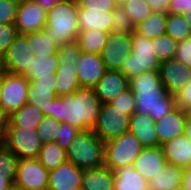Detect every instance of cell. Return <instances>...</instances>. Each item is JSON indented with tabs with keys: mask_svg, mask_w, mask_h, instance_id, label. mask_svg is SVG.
I'll list each match as a JSON object with an SVG mask.
<instances>
[{
	"mask_svg": "<svg viewBox=\"0 0 191 190\" xmlns=\"http://www.w3.org/2000/svg\"><path fill=\"white\" fill-rule=\"evenodd\" d=\"M13 185V183L6 179L4 176L1 175L0 173V190H7Z\"/></svg>",
	"mask_w": 191,
	"mask_h": 190,
	"instance_id": "cell-50",
	"label": "cell"
},
{
	"mask_svg": "<svg viewBox=\"0 0 191 190\" xmlns=\"http://www.w3.org/2000/svg\"><path fill=\"white\" fill-rule=\"evenodd\" d=\"M123 8L135 26L147 19L153 12L145 0H128Z\"/></svg>",
	"mask_w": 191,
	"mask_h": 190,
	"instance_id": "cell-35",
	"label": "cell"
},
{
	"mask_svg": "<svg viewBox=\"0 0 191 190\" xmlns=\"http://www.w3.org/2000/svg\"><path fill=\"white\" fill-rule=\"evenodd\" d=\"M178 42L170 35L164 34L154 38V54H156L160 63L175 58Z\"/></svg>",
	"mask_w": 191,
	"mask_h": 190,
	"instance_id": "cell-33",
	"label": "cell"
},
{
	"mask_svg": "<svg viewBox=\"0 0 191 190\" xmlns=\"http://www.w3.org/2000/svg\"><path fill=\"white\" fill-rule=\"evenodd\" d=\"M5 72H6V70H5V66H4V59H3V56L0 55V75Z\"/></svg>",
	"mask_w": 191,
	"mask_h": 190,
	"instance_id": "cell-54",
	"label": "cell"
},
{
	"mask_svg": "<svg viewBox=\"0 0 191 190\" xmlns=\"http://www.w3.org/2000/svg\"><path fill=\"white\" fill-rule=\"evenodd\" d=\"M80 131V129L73 125L60 122L58 125V135L56 142L66 151Z\"/></svg>",
	"mask_w": 191,
	"mask_h": 190,
	"instance_id": "cell-40",
	"label": "cell"
},
{
	"mask_svg": "<svg viewBox=\"0 0 191 190\" xmlns=\"http://www.w3.org/2000/svg\"><path fill=\"white\" fill-rule=\"evenodd\" d=\"M7 190H23L22 188L17 187L16 185H12L10 188H8Z\"/></svg>",
	"mask_w": 191,
	"mask_h": 190,
	"instance_id": "cell-56",
	"label": "cell"
},
{
	"mask_svg": "<svg viewBox=\"0 0 191 190\" xmlns=\"http://www.w3.org/2000/svg\"><path fill=\"white\" fill-rule=\"evenodd\" d=\"M83 169L66 161L49 173L48 190H74L81 187Z\"/></svg>",
	"mask_w": 191,
	"mask_h": 190,
	"instance_id": "cell-18",
	"label": "cell"
},
{
	"mask_svg": "<svg viewBox=\"0 0 191 190\" xmlns=\"http://www.w3.org/2000/svg\"><path fill=\"white\" fill-rule=\"evenodd\" d=\"M186 120L187 112L177 106L172 112L155 121L160 146L177 136L183 135Z\"/></svg>",
	"mask_w": 191,
	"mask_h": 190,
	"instance_id": "cell-19",
	"label": "cell"
},
{
	"mask_svg": "<svg viewBox=\"0 0 191 190\" xmlns=\"http://www.w3.org/2000/svg\"><path fill=\"white\" fill-rule=\"evenodd\" d=\"M144 147L130 132L105 143L104 165L114 171L117 168L133 165Z\"/></svg>",
	"mask_w": 191,
	"mask_h": 190,
	"instance_id": "cell-7",
	"label": "cell"
},
{
	"mask_svg": "<svg viewBox=\"0 0 191 190\" xmlns=\"http://www.w3.org/2000/svg\"><path fill=\"white\" fill-rule=\"evenodd\" d=\"M5 121H6V118L0 113V144L4 134Z\"/></svg>",
	"mask_w": 191,
	"mask_h": 190,
	"instance_id": "cell-52",
	"label": "cell"
},
{
	"mask_svg": "<svg viewBox=\"0 0 191 190\" xmlns=\"http://www.w3.org/2000/svg\"><path fill=\"white\" fill-rule=\"evenodd\" d=\"M18 35L14 24H0V55L4 56Z\"/></svg>",
	"mask_w": 191,
	"mask_h": 190,
	"instance_id": "cell-41",
	"label": "cell"
},
{
	"mask_svg": "<svg viewBox=\"0 0 191 190\" xmlns=\"http://www.w3.org/2000/svg\"><path fill=\"white\" fill-rule=\"evenodd\" d=\"M166 162L177 167L191 166V141L183 134L161 145Z\"/></svg>",
	"mask_w": 191,
	"mask_h": 190,
	"instance_id": "cell-22",
	"label": "cell"
},
{
	"mask_svg": "<svg viewBox=\"0 0 191 190\" xmlns=\"http://www.w3.org/2000/svg\"><path fill=\"white\" fill-rule=\"evenodd\" d=\"M93 89L102 104H109L115 97L129 89V79L120 71L107 70Z\"/></svg>",
	"mask_w": 191,
	"mask_h": 190,
	"instance_id": "cell-17",
	"label": "cell"
},
{
	"mask_svg": "<svg viewBox=\"0 0 191 190\" xmlns=\"http://www.w3.org/2000/svg\"><path fill=\"white\" fill-rule=\"evenodd\" d=\"M167 13L152 12V14L136 25V32L148 39H154L166 34Z\"/></svg>",
	"mask_w": 191,
	"mask_h": 190,
	"instance_id": "cell-30",
	"label": "cell"
},
{
	"mask_svg": "<svg viewBox=\"0 0 191 190\" xmlns=\"http://www.w3.org/2000/svg\"><path fill=\"white\" fill-rule=\"evenodd\" d=\"M59 124L60 122L56 121L53 117L44 115L41 123L37 127V134L43 144L57 140Z\"/></svg>",
	"mask_w": 191,
	"mask_h": 190,
	"instance_id": "cell-38",
	"label": "cell"
},
{
	"mask_svg": "<svg viewBox=\"0 0 191 190\" xmlns=\"http://www.w3.org/2000/svg\"><path fill=\"white\" fill-rule=\"evenodd\" d=\"M79 8H87L89 11L110 12L116 7L115 0H77Z\"/></svg>",
	"mask_w": 191,
	"mask_h": 190,
	"instance_id": "cell-43",
	"label": "cell"
},
{
	"mask_svg": "<svg viewBox=\"0 0 191 190\" xmlns=\"http://www.w3.org/2000/svg\"><path fill=\"white\" fill-rule=\"evenodd\" d=\"M186 112H187V115H188L189 117H191V107H190Z\"/></svg>",
	"mask_w": 191,
	"mask_h": 190,
	"instance_id": "cell-58",
	"label": "cell"
},
{
	"mask_svg": "<svg viewBox=\"0 0 191 190\" xmlns=\"http://www.w3.org/2000/svg\"><path fill=\"white\" fill-rule=\"evenodd\" d=\"M1 98H2V96H1V91H0V113H1Z\"/></svg>",
	"mask_w": 191,
	"mask_h": 190,
	"instance_id": "cell-59",
	"label": "cell"
},
{
	"mask_svg": "<svg viewBox=\"0 0 191 190\" xmlns=\"http://www.w3.org/2000/svg\"><path fill=\"white\" fill-rule=\"evenodd\" d=\"M108 32H102L97 29L79 31L77 43L84 53L101 54L107 42Z\"/></svg>",
	"mask_w": 191,
	"mask_h": 190,
	"instance_id": "cell-29",
	"label": "cell"
},
{
	"mask_svg": "<svg viewBox=\"0 0 191 190\" xmlns=\"http://www.w3.org/2000/svg\"><path fill=\"white\" fill-rule=\"evenodd\" d=\"M176 104L187 111L191 107V81L175 95Z\"/></svg>",
	"mask_w": 191,
	"mask_h": 190,
	"instance_id": "cell-45",
	"label": "cell"
},
{
	"mask_svg": "<svg viewBox=\"0 0 191 190\" xmlns=\"http://www.w3.org/2000/svg\"><path fill=\"white\" fill-rule=\"evenodd\" d=\"M78 9L77 0H61L47 11L44 30L58 47L77 40L79 33Z\"/></svg>",
	"mask_w": 191,
	"mask_h": 190,
	"instance_id": "cell-4",
	"label": "cell"
},
{
	"mask_svg": "<svg viewBox=\"0 0 191 190\" xmlns=\"http://www.w3.org/2000/svg\"><path fill=\"white\" fill-rule=\"evenodd\" d=\"M191 9V0H170L167 13L184 15Z\"/></svg>",
	"mask_w": 191,
	"mask_h": 190,
	"instance_id": "cell-46",
	"label": "cell"
},
{
	"mask_svg": "<svg viewBox=\"0 0 191 190\" xmlns=\"http://www.w3.org/2000/svg\"><path fill=\"white\" fill-rule=\"evenodd\" d=\"M181 184L187 190H191V166L183 169V178Z\"/></svg>",
	"mask_w": 191,
	"mask_h": 190,
	"instance_id": "cell-48",
	"label": "cell"
},
{
	"mask_svg": "<svg viewBox=\"0 0 191 190\" xmlns=\"http://www.w3.org/2000/svg\"><path fill=\"white\" fill-rule=\"evenodd\" d=\"M102 103L93 88H79L73 94L56 97L50 106V116L58 122L73 125L81 131L94 129Z\"/></svg>",
	"mask_w": 191,
	"mask_h": 190,
	"instance_id": "cell-2",
	"label": "cell"
},
{
	"mask_svg": "<svg viewBox=\"0 0 191 190\" xmlns=\"http://www.w3.org/2000/svg\"><path fill=\"white\" fill-rule=\"evenodd\" d=\"M130 116L125 111L102 104L99 118L93 132L104 142L111 141L128 132Z\"/></svg>",
	"mask_w": 191,
	"mask_h": 190,
	"instance_id": "cell-10",
	"label": "cell"
},
{
	"mask_svg": "<svg viewBox=\"0 0 191 190\" xmlns=\"http://www.w3.org/2000/svg\"><path fill=\"white\" fill-rule=\"evenodd\" d=\"M128 132L134 134L144 148L160 146L155 121L146 114L134 113L130 117Z\"/></svg>",
	"mask_w": 191,
	"mask_h": 190,
	"instance_id": "cell-21",
	"label": "cell"
},
{
	"mask_svg": "<svg viewBox=\"0 0 191 190\" xmlns=\"http://www.w3.org/2000/svg\"><path fill=\"white\" fill-rule=\"evenodd\" d=\"M153 12L167 13L170 0H145Z\"/></svg>",
	"mask_w": 191,
	"mask_h": 190,
	"instance_id": "cell-47",
	"label": "cell"
},
{
	"mask_svg": "<svg viewBox=\"0 0 191 190\" xmlns=\"http://www.w3.org/2000/svg\"><path fill=\"white\" fill-rule=\"evenodd\" d=\"M131 34L109 33L101 58L107 70L120 71L125 60L131 55Z\"/></svg>",
	"mask_w": 191,
	"mask_h": 190,
	"instance_id": "cell-12",
	"label": "cell"
},
{
	"mask_svg": "<svg viewBox=\"0 0 191 190\" xmlns=\"http://www.w3.org/2000/svg\"><path fill=\"white\" fill-rule=\"evenodd\" d=\"M109 105L120 111H125V115H129L131 117L135 113L136 106L133 92L130 89L122 92L115 97L114 100L109 103Z\"/></svg>",
	"mask_w": 191,
	"mask_h": 190,
	"instance_id": "cell-39",
	"label": "cell"
},
{
	"mask_svg": "<svg viewBox=\"0 0 191 190\" xmlns=\"http://www.w3.org/2000/svg\"><path fill=\"white\" fill-rule=\"evenodd\" d=\"M186 22H187V25L190 27L191 29V9L187 10V13L183 15Z\"/></svg>",
	"mask_w": 191,
	"mask_h": 190,
	"instance_id": "cell-53",
	"label": "cell"
},
{
	"mask_svg": "<svg viewBox=\"0 0 191 190\" xmlns=\"http://www.w3.org/2000/svg\"><path fill=\"white\" fill-rule=\"evenodd\" d=\"M55 75L57 96L73 94L81 88L77 79L76 66L59 65Z\"/></svg>",
	"mask_w": 191,
	"mask_h": 190,
	"instance_id": "cell-28",
	"label": "cell"
},
{
	"mask_svg": "<svg viewBox=\"0 0 191 190\" xmlns=\"http://www.w3.org/2000/svg\"><path fill=\"white\" fill-rule=\"evenodd\" d=\"M171 190H187L182 184Z\"/></svg>",
	"mask_w": 191,
	"mask_h": 190,
	"instance_id": "cell-57",
	"label": "cell"
},
{
	"mask_svg": "<svg viewBox=\"0 0 191 190\" xmlns=\"http://www.w3.org/2000/svg\"><path fill=\"white\" fill-rule=\"evenodd\" d=\"M74 190H84V189L82 187H80V188H76Z\"/></svg>",
	"mask_w": 191,
	"mask_h": 190,
	"instance_id": "cell-60",
	"label": "cell"
},
{
	"mask_svg": "<svg viewBox=\"0 0 191 190\" xmlns=\"http://www.w3.org/2000/svg\"><path fill=\"white\" fill-rule=\"evenodd\" d=\"M166 158L161 146L143 148L134 160V169L147 181H150L166 164Z\"/></svg>",
	"mask_w": 191,
	"mask_h": 190,
	"instance_id": "cell-20",
	"label": "cell"
},
{
	"mask_svg": "<svg viewBox=\"0 0 191 190\" xmlns=\"http://www.w3.org/2000/svg\"><path fill=\"white\" fill-rule=\"evenodd\" d=\"M83 51L79 47L77 41L69 42L58 47L57 57L59 65L76 66Z\"/></svg>",
	"mask_w": 191,
	"mask_h": 190,
	"instance_id": "cell-37",
	"label": "cell"
},
{
	"mask_svg": "<svg viewBox=\"0 0 191 190\" xmlns=\"http://www.w3.org/2000/svg\"><path fill=\"white\" fill-rule=\"evenodd\" d=\"M18 160L9 149L0 144V173L13 184L16 180Z\"/></svg>",
	"mask_w": 191,
	"mask_h": 190,
	"instance_id": "cell-34",
	"label": "cell"
},
{
	"mask_svg": "<svg viewBox=\"0 0 191 190\" xmlns=\"http://www.w3.org/2000/svg\"><path fill=\"white\" fill-rule=\"evenodd\" d=\"M37 159L51 172L67 161L66 151L56 141L49 142L43 144Z\"/></svg>",
	"mask_w": 191,
	"mask_h": 190,
	"instance_id": "cell-31",
	"label": "cell"
},
{
	"mask_svg": "<svg viewBox=\"0 0 191 190\" xmlns=\"http://www.w3.org/2000/svg\"><path fill=\"white\" fill-rule=\"evenodd\" d=\"M114 190H148V181L133 167L127 165L115 169Z\"/></svg>",
	"mask_w": 191,
	"mask_h": 190,
	"instance_id": "cell-27",
	"label": "cell"
},
{
	"mask_svg": "<svg viewBox=\"0 0 191 190\" xmlns=\"http://www.w3.org/2000/svg\"><path fill=\"white\" fill-rule=\"evenodd\" d=\"M175 58L191 68V38L178 42Z\"/></svg>",
	"mask_w": 191,
	"mask_h": 190,
	"instance_id": "cell-44",
	"label": "cell"
},
{
	"mask_svg": "<svg viewBox=\"0 0 191 190\" xmlns=\"http://www.w3.org/2000/svg\"><path fill=\"white\" fill-rule=\"evenodd\" d=\"M77 79L82 88H94L107 68L100 54L82 53L76 64Z\"/></svg>",
	"mask_w": 191,
	"mask_h": 190,
	"instance_id": "cell-16",
	"label": "cell"
},
{
	"mask_svg": "<svg viewBox=\"0 0 191 190\" xmlns=\"http://www.w3.org/2000/svg\"><path fill=\"white\" fill-rule=\"evenodd\" d=\"M117 6H123L128 0H115Z\"/></svg>",
	"mask_w": 191,
	"mask_h": 190,
	"instance_id": "cell-55",
	"label": "cell"
},
{
	"mask_svg": "<svg viewBox=\"0 0 191 190\" xmlns=\"http://www.w3.org/2000/svg\"><path fill=\"white\" fill-rule=\"evenodd\" d=\"M112 33L132 34L136 26L128 16L123 6H117L113 11Z\"/></svg>",
	"mask_w": 191,
	"mask_h": 190,
	"instance_id": "cell-36",
	"label": "cell"
},
{
	"mask_svg": "<svg viewBox=\"0 0 191 190\" xmlns=\"http://www.w3.org/2000/svg\"><path fill=\"white\" fill-rule=\"evenodd\" d=\"M43 112L35 105L26 103L6 118L4 128H35L41 123Z\"/></svg>",
	"mask_w": 191,
	"mask_h": 190,
	"instance_id": "cell-24",
	"label": "cell"
},
{
	"mask_svg": "<svg viewBox=\"0 0 191 190\" xmlns=\"http://www.w3.org/2000/svg\"><path fill=\"white\" fill-rule=\"evenodd\" d=\"M30 81L25 75H0L1 114L7 118L27 103Z\"/></svg>",
	"mask_w": 191,
	"mask_h": 190,
	"instance_id": "cell-8",
	"label": "cell"
},
{
	"mask_svg": "<svg viewBox=\"0 0 191 190\" xmlns=\"http://www.w3.org/2000/svg\"><path fill=\"white\" fill-rule=\"evenodd\" d=\"M60 1L61 0H34V2H36L40 7H42L46 11H49Z\"/></svg>",
	"mask_w": 191,
	"mask_h": 190,
	"instance_id": "cell-49",
	"label": "cell"
},
{
	"mask_svg": "<svg viewBox=\"0 0 191 190\" xmlns=\"http://www.w3.org/2000/svg\"><path fill=\"white\" fill-rule=\"evenodd\" d=\"M58 46L45 30L18 34L3 56L7 73L25 75L29 81L55 74Z\"/></svg>",
	"mask_w": 191,
	"mask_h": 190,
	"instance_id": "cell-1",
	"label": "cell"
},
{
	"mask_svg": "<svg viewBox=\"0 0 191 190\" xmlns=\"http://www.w3.org/2000/svg\"><path fill=\"white\" fill-rule=\"evenodd\" d=\"M166 34L180 42L191 38V29L183 15L167 13Z\"/></svg>",
	"mask_w": 191,
	"mask_h": 190,
	"instance_id": "cell-32",
	"label": "cell"
},
{
	"mask_svg": "<svg viewBox=\"0 0 191 190\" xmlns=\"http://www.w3.org/2000/svg\"><path fill=\"white\" fill-rule=\"evenodd\" d=\"M132 52L125 60L120 70L122 74L130 79L143 72H159L161 66L156 54H154V39H148L136 31L131 34Z\"/></svg>",
	"mask_w": 191,
	"mask_h": 190,
	"instance_id": "cell-6",
	"label": "cell"
},
{
	"mask_svg": "<svg viewBox=\"0 0 191 190\" xmlns=\"http://www.w3.org/2000/svg\"><path fill=\"white\" fill-rule=\"evenodd\" d=\"M159 77L167 93L175 96L191 81V68L172 58L161 63Z\"/></svg>",
	"mask_w": 191,
	"mask_h": 190,
	"instance_id": "cell-14",
	"label": "cell"
},
{
	"mask_svg": "<svg viewBox=\"0 0 191 190\" xmlns=\"http://www.w3.org/2000/svg\"><path fill=\"white\" fill-rule=\"evenodd\" d=\"M56 97L55 74L30 81L27 103L35 105L44 115L50 116V106Z\"/></svg>",
	"mask_w": 191,
	"mask_h": 190,
	"instance_id": "cell-15",
	"label": "cell"
},
{
	"mask_svg": "<svg viewBox=\"0 0 191 190\" xmlns=\"http://www.w3.org/2000/svg\"><path fill=\"white\" fill-rule=\"evenodd\" d=\"M184 135L191 141V117L187 115Z\"/></svg>",
	"mask_w": 191,
	"mask_h": 190,
	"instance_id": "cell-51",
	"label": "cell"
},
{
	"mask_svg": "<svg viewBox=\"0 0 191 190\" xmlns=\"http://www.w3.org/2000/svg\"><path fill=\"white\" fill-rule=\"evenodd\" d=\"M114 172L105 165L83 170L81 187L84 190H114Z\"/></svg>",
	"mask_w": 191,
	"mask_h": 190,
	"instance_id": "cell-23",
	"label": "cell"
},
{
	"mask_svg": "<svg viewBox=\"0 0 191 190\" xmlns=\"http://www.w3.org/2000/svg\"><path fill=\"white\" fill-rule=\"evenodd\" d=\"M49 171L36 159H19L14 185L23 190H48Z\"/></svg>",
	"mask_w": 191,
	"mask_h": 190,
	"instance_id": "cell-11",
	"label": "cell"
},
{
	"mask_svg": "<svg viewBox=\"0 0 191 190\" xmlns=\"http://www.w3.org/2000/svg\"><path fill=\"white\" fill-rule=\"evenodd\" d=\"M1 143L18 159H36L43 146L35 128H4Z\"/></svg>",
	"mask_w": 191,
	"mask_h": 190,
	"instance_id": "cell-9",
	"label": "cell"
},
{
	"mask_svg": "<svg viewBox=\"0 0 191 190\" xmlns=\"http://www.w3.org/2000/svg\"><path fill=\"white\" fill-rule=\"evenodd\" d=\"M105 143L92 131H80L66 150L67 161L83 170L104 165Z\"/></svg>",
	"mask_w": 191,
	"mask_h": 190,
	"instance_id": "cell-5",
	"label": "cell"
},
{
	"mask_svg": "<svg viewBox=\"0 0 191 190\" xmlns=\"http://www.w3.org/2000/svg\"><path fill=\"white\" fill-rule=\"evenodd\" d=\"M79 31L97 29L111 33L113 14L110 12L89 11L87 8L78 9Z\"/></svg>",
	"mask_w": 191,
	"mask_h": 190,
	"instance_id": "cell-25",
	"label": "cell"
},
{
	"mask_svg": "<svg viewBox=\"0 0 191 190\" xmlns=\"http://www.w3.org/2000/svg\"><path fill=\"white\" fill-rule=\"evenodd\" d=\"M183 168L166 163L161 171L148 181V190H171L181 185Z\"/></svg>",
	"mask_w": 191,
	"mask_h": 190,
	"instance_id": "cell-26",
	"label": "cell"
},
{
	"mask_svg": "<svg viewBox=\"0 0 191 190\" xmlns=\"http://www.w3.org/2000/svg\"><path fill=\"white\" fill-rule=\"evenodd\" d=\"M19 1L0 0V24H14Z\"/></svg>",
	"mask_w": 191,
	"mask_h": 190,
	"instance_id": "cell-42",
	"label": "cell"
},
{
	"mask_svg": "<svg viewBox=\"0 0 191 190\" xmlns=\"http://www.w3.org/2000/svg\"><path fill=\"white\" fill-rule=\"evenodd\" d=\"M129 89L135 97V113L146 114L160 120L176 107V98L167 93L160 81L159 72L149 71L129 79Z\"/></svg>",
	"mask_w": 191,
	"mask_h": 190,
	"instance_id": "cell-3",
	"label": "cell"
},
{
	"mask_svg": "<svg viewBox=\"0 0 191 190\" xmlns=\"http://www.w3.org/2000/svg\"><path fill=\"white\" fill-rule=\"evenodd\" d=\"M47 11L34 0H22L17 7L14 25L18 34H28L44 30L46 27Z\"/></svg>",
	"mask_w": 191,
	"mask_h": 190,
	"instance_id": "cell-13",
	"label": "cell"
}]
</instances>
